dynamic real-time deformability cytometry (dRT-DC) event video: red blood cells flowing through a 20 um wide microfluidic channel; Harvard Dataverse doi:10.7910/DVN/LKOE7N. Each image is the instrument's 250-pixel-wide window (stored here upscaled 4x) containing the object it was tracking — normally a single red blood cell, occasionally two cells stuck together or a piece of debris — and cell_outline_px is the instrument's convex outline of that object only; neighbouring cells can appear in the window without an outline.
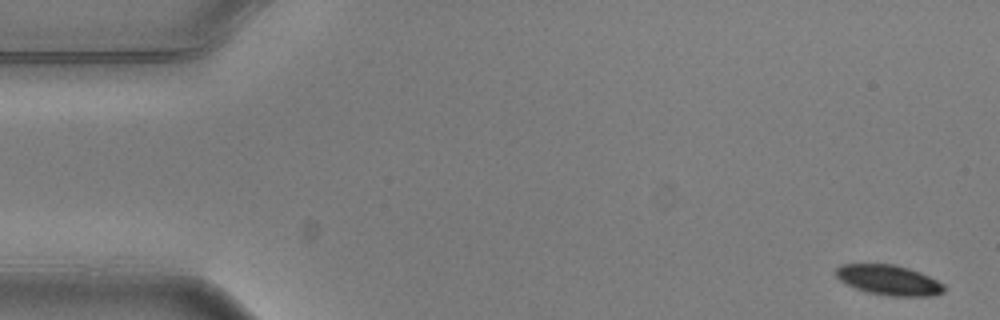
{"species": "common noctule bat (a hibernating species)", "species_latin": "Nyctalus noctula", "temperature_condition": "warm", "stored_images_in_passage": 5, "camera_frame_rate_fps": 3000, "um_per_image_px": 0.085, "animal": {"sex": "male", "body_mass_g": 20.5, "forearm_length_mm": 52.5}, "frame": {"image": 1, "passage_image": 1, "time_ms": 0.0, "image_size_px": [1000, 320], "cell_outline_px": [[948, 288], [944, 292], [936, 296], [888, 296], [868, 292], [856, 288], [840, 280], [836, 276], [836, 268], [840, 264], [896, 264], [920, 272], [944, 284]], "centroid_in_image_um": [75.6, 23.81], "position_along_channel_um": 9.4, "area_um2": 19.07}}
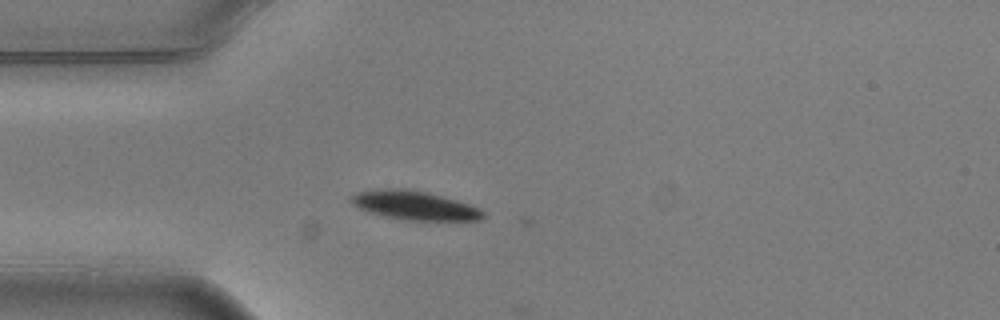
{"frame": {"image": 2, "passage_image": 5, "time_ms": 1.333, "image_size_px": [1000, 320], "cell_outline_px": [[484, 216], [480, 220], [400, 220], [368, 212], [352, 204], [348, 200], [348, 196], [360, 192], [376, 188], [404, 188], [424, 192], [456, 200], [480, 208], [484, 212]], "centroid_in_image_um": [35.17, 17.46], "position_along_channel_um": 49.8, "area_um2": 22.25}}